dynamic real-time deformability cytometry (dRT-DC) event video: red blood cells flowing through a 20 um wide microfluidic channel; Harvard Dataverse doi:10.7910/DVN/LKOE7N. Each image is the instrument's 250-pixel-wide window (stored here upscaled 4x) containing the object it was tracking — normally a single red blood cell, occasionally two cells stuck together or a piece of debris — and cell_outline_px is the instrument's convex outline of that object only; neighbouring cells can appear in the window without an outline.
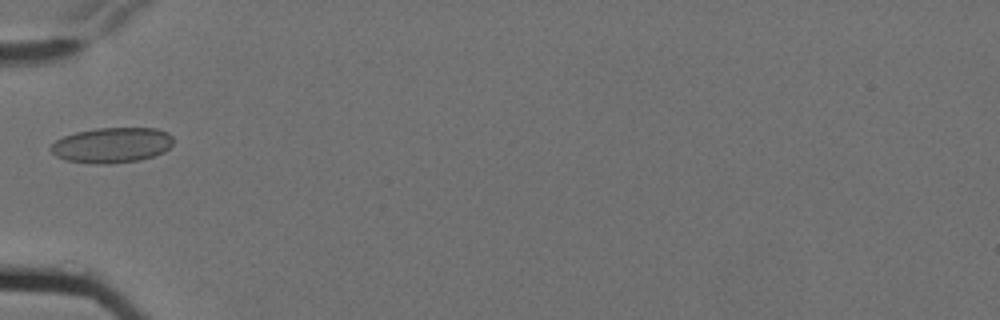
{"species": "Egyptian fruit bat (a non-hibernating species)", "species_latin": "Rousettus aegyptiacus", "temperature_condition": "cold", "stored_images_in_passage": 2, "camera_frame_rate_fps": 3000, "um_per_image_px": 0.085, "animal": {"sex": "female"}, "frame": {"image": 1, "passage_image": 2, "time_ms": 0.333, "image_size_px": [1000, 320], "cell_outline_px": [[172, 144], [164, 152], [140, 160], [108, 164], [96, 164], [64, 160], [56, 156], [48, 148], [56, 140], [64, 136], [76, 132], [96, 128], [156, 128], [168, 132], [172, 136]], "centroid_in_image_um": [9.49, 12.34], "position_along_channel_um": 75.5, "area_um2": 25.32}}